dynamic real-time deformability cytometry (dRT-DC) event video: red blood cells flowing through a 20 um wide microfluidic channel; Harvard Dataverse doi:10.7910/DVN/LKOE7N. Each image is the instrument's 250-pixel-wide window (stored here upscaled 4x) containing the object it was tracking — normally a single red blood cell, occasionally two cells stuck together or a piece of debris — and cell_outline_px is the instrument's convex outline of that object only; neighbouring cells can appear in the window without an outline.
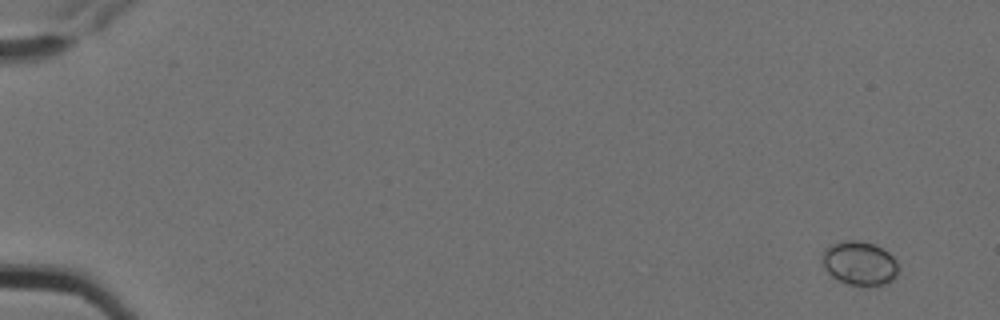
{"species": "Egyptian fruit bat (a non-hibernating species)", "species_latin": "Rousettus aegyptiacus", "temperature_condition": "cold", "stored_images_in_passage": 7, "camera_frame_rate_fps": 3000, "um_per_image_px": 0.085, "animal": {"sex": "female"}, "frame": {"image": 1, "passage_image": 1, "time_ms": 0.0, "image_size_px": [1000, 320], "cell_outline_px": [[900, 268], [896, 276], [888, 284], [868, 288], [848, 284], [832, 276], [824, 268], [824, 252], [832, 244], [844, 240], [860, 240], [872, 244], [888, 252], [896, 260]], "centroid_in_image_um": [73.13, 22.42], "position_along_channel_um": 11.9, "area_um2": 19.65}}
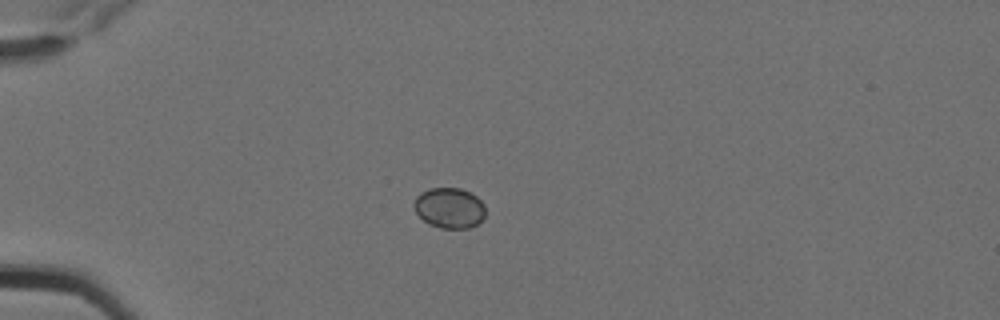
{"frame": {"image": 2, "passage_image": 5, "time_ms": 1.333, "image_size_px": [1000, 320], "cell_outline_px": [[484, 216], [476, 224], [468, 228], [440, 228], [428, 224], [416, 212], [412, 204], [416, 196], [420, 192], [428, 188], [460, 188], [476, 196], [484, 204]], "centroid_in_image_um": [38.16, 17.66], "position_along_channel_um": 46.8, "area_um2": 16.82}}
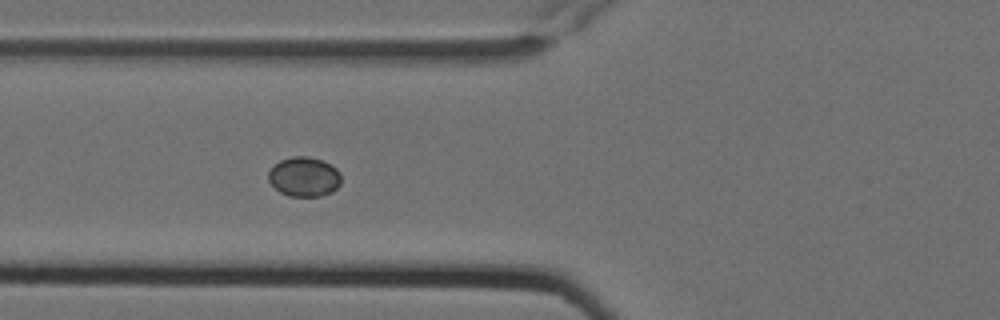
{"frame": {"image": 3, "passage_image": 7, "time_ms": 2.0, "image_size_px": [1000, 320], "cell_outline_px": [[340, 184], [332, 192], [320, 196], [288, 196], [280, 192], [268, 180], [268, 172], [280, 160], [292, 156], [308, 156], [320, 160], [336, 168], [340, 172]], "centroid_in_image_um": [25.85, 15.03], "position_along_channel_um": 100.0, "area_um2": 16.65}}